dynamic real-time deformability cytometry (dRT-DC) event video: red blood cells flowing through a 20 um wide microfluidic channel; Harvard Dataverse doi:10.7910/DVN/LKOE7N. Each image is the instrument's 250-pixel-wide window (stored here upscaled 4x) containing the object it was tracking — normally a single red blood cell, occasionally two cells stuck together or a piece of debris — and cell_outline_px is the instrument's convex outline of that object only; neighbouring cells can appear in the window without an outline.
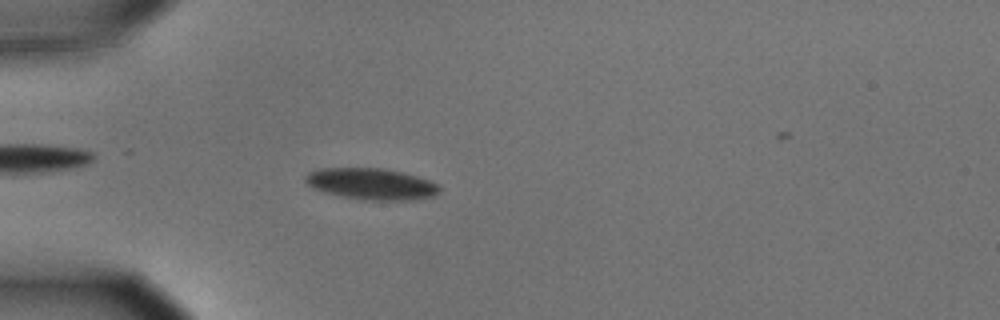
{"species": "common noctule bat (a hibernating species)", "species_latin": "Nyctalus noctula", "temperature_condition": "cold", "stored_images_in_passage": 55, "camera_frame_rate_fps": 3000, "um_per_image_px": 0.085, "animal": {"sex": "male", "body_mass_g": 15.6}, "frame": {"image": 1, "passage_image": 17, "time_ms": 5.333, "image_size_px": [1000, 320], "cell_outline_px": [[440, 192], [432, 196], [408, 200], [372, 200], [344, 196], [324, 192], [308, 184], [304, 180], [304, 176], [308, 172], [320, 168], [384, 168], [416, 176], [428, 180], [436, 184], [440, 188]], "centroid_in_image_um": [31.54, 15.62], "position_along_channel_um": 53.5, "area_um2": 24.1}}
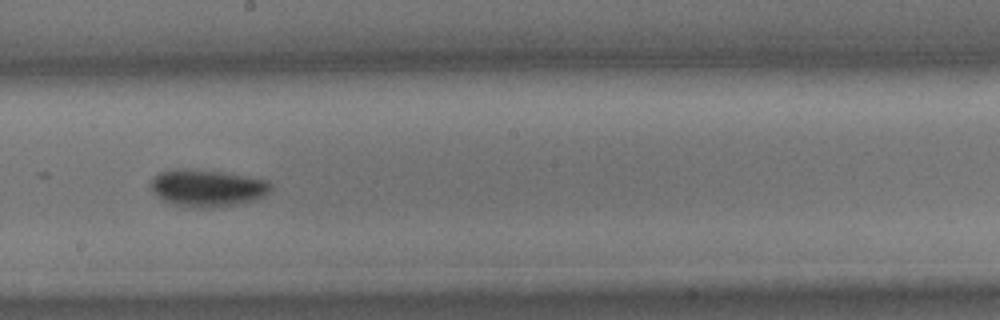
{"frame": {"image": 2, "passage_image": 33, "time_ms": 10.667, "image_size_px": [1000, 320], "cell_outline_px": [[272, 188], [264, 196], [256, 200], [240, 204], [212, 208], [196, 208], [172, 204], [156, 196], [148, 184], [160, 172], [176, 168], [192, 168], [224, 172], [268, 180], [272, 184]], "centroid_in_image_um": [17.62, 15.98], "position_along_channel_um": 230.6, "area_um2": 26.41}}
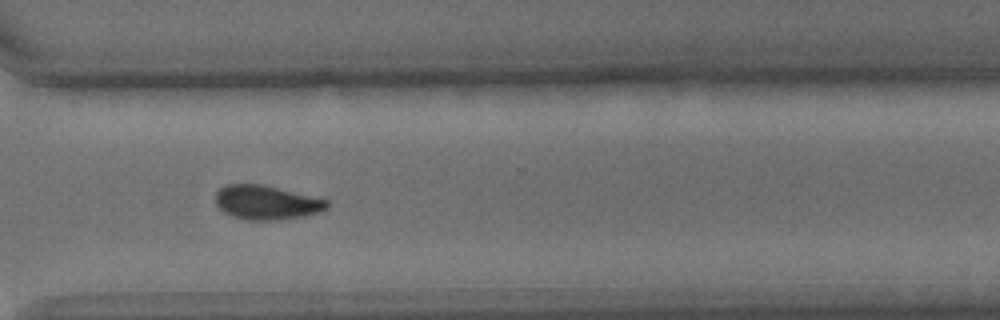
{"frame": {"image": 3, "passage_image": 43, "time_ms": 14.0, "image_size_px": [1000, 320], "cell_outline_px": [[328, 208], [320, 212], [304, 216], [284, 220], [244, 220], [232, 216], [224, 212], [216, 204], [216, 192], [224, 184], [260, 184], [328, 200]], "centroid_in_image_um": [22.64, 17.23], "position_along_channel_um": 348.0, "area_um2": 22.2}}